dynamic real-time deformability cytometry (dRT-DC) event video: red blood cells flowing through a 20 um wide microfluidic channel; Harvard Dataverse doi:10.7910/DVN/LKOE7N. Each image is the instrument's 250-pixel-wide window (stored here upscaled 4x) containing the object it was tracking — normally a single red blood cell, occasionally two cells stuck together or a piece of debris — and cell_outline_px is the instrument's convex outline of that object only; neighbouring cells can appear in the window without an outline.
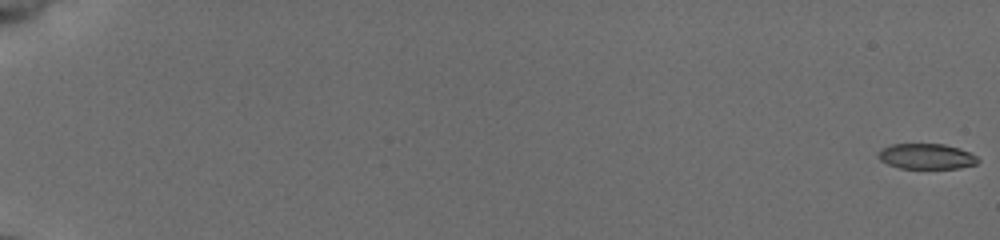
{"species": "common noctule bat (a hibernating species)", "species_latin": "Nyctalus noctula", "temperature_condition": "cold", "stored_images_in_passage": 56, "camera_frame_rate_fps": 3000, "um_per_image_px": 0.085, "animal": {"sex": "female", "body_mass_g": 19.5, "forearm_length_mm": 54.1}, "frame": {"image": 1, "passage_image": 1, "time_ms": 0.0, "image_size_px": [1000, 240], "cell_outline_px": [[980, 160], [976, 164], [956, 168], [900, 168], [888, 164], [880, 160], [876, 156], [876, 152], [880, 148], [892, 144], [944, 144], [960, 148], [976, 156]], "centroid_in_image_um": [78.69, 13.28], "position_along_channel_um": 6.3, "area_um2": 14.85}}
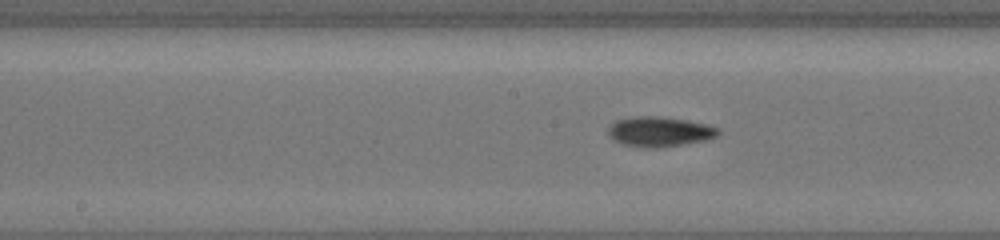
{"frame": {"image": 2, "passage_image": 32, "time_ms": 10.333, "image_size_px": [1000, 240], "cell_outline_px": [[720, 132], [716, 136], [704, 140], [660, 148], [648, 148], [624, 144], [612, 140], [608, 136], [608, 128], [616, 120], [636, 116], [660, 116], [688, 120], [708, 124], [720, 128]], "centroid_in_image_um": [56.06, 11.18], "position_along_channel_um": 192.1, "area_um2": 19.31}}
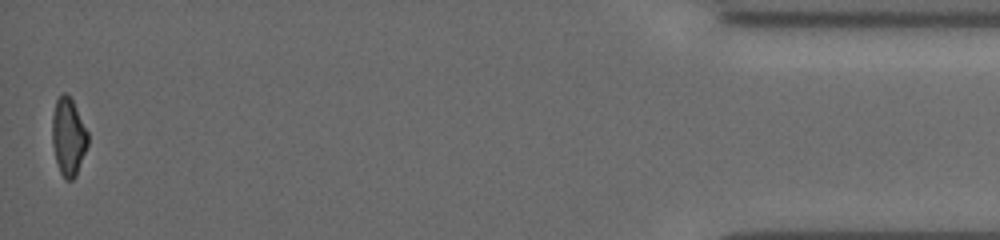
{"frame": {"image": 3, "passage_image": 56, "time_ms": 18.333, "image_size_px": [1000, 240], "cell_outline_px": [[88, 144], [76, 176], [72, 180], [64, 180], [60, 172], [56, 160], [52, 144], [52, 116], [56, 100], [64, 92], [72, 100], [88, 132]], "centroid_in_image_um": [5.81, 11.66], "position_along_channel_um": 429.4, "area_um2": 16.07}, "authors_computed_cell_mechanics": {"area_um2": 16.8487, "velocity_mm_per_s": 3.894, "shape_relaxation_time_tau1_ms": 3.0869, "shape_relaxation_time_tau2_ms": 4.8645, "deformation_change_tau1": 0.1178, "deformation_change_tau2": 0.1238}}